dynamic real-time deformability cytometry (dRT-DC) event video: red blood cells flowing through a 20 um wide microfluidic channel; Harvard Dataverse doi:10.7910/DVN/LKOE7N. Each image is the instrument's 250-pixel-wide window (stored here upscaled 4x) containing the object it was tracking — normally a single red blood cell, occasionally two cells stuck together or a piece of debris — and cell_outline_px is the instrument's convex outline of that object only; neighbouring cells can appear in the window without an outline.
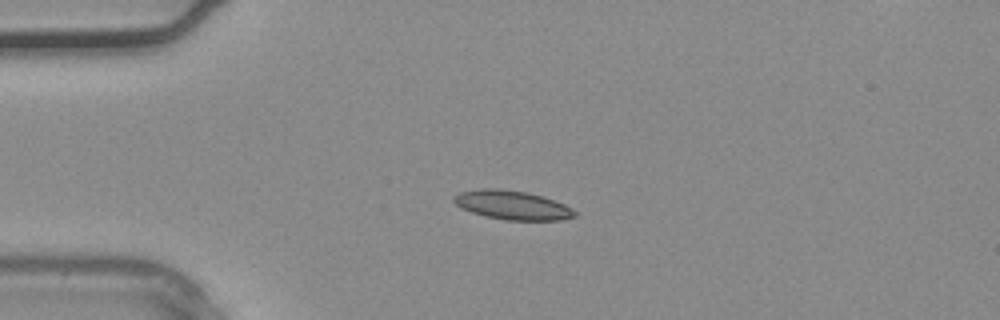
{"species": "common noctule bat (a hibernating species)", "species_latin": "Nyctalus noctula", "temperature_condition": "warm", "stored_images_in_passage": 30, "camera_frame_rate_fps": 3000, "um_per_image_px": 0.085, "animal": {"sex": "male", "body_mass_g": 20.4}, "frame": {"image": 1, "passage_image": 1, "time_ms": 0.0, "image_size_px": [1000, 320], "cell_outline_px": [[576, 216], [560, 220], [504, 220], [472, 212], [460, 208], [452, 200], [452, 196], [460, 192], [480, 188], [500, 188], [528, 192], [544, 196], [564, 204], [572, 208], [576, 212]], "centroid_in_image_um": [43.53, 17.42], "position_along_channel_um": 41.5, "area_um2": 20.58}}
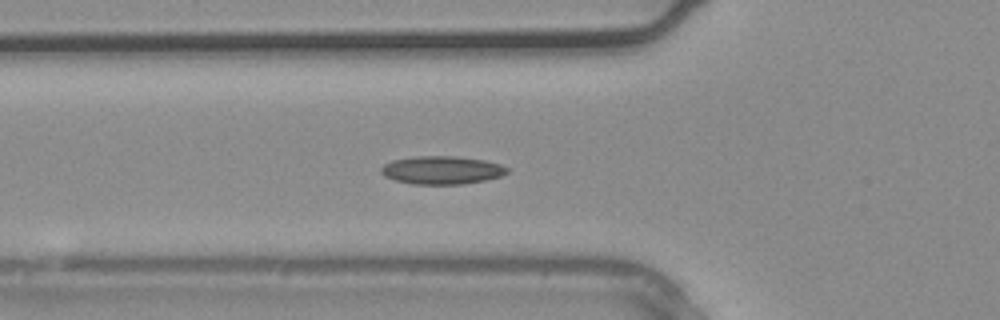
{"frame": {"image": 2, "passage_image": 5, "time_ms": 1.333, "image_size_px": [1000, 320], "cell_outline_px": [[508, 172], [500, 176], [484, 180], [464, 184], [412, 184], [396, 180], [384, 176], [380, 172], [380, 168], [384, 164], [392, 160], [416, 156], [456, 156], [484, 160], [500, 164], [508, 168]], "centroid_in_image_um": [37.53, 14.45], "position_along_channel_um": 88.3, "area_um2": 20.63}}